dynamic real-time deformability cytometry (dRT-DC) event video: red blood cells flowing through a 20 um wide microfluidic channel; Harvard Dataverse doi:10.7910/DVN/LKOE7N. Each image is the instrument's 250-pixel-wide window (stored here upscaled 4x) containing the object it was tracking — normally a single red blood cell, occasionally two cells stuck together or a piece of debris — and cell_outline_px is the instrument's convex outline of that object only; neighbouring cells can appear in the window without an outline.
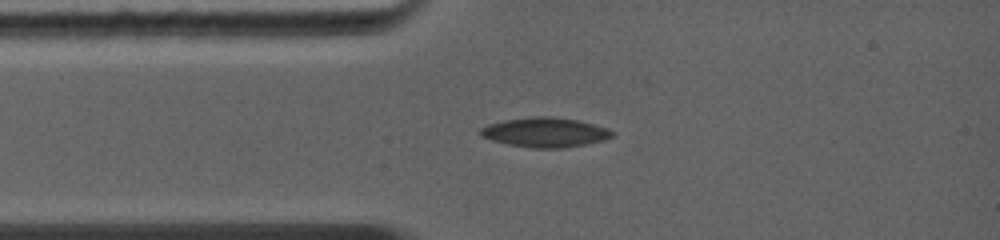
{"species": "common noctule bat (a hibernating species)", "species_latin": "Nyctalus noctula", "temperature_condition": "warm", "stored_images_in_passage": 1, "camera_frame_rate_fps": 5000, "um_per_image_px": 0.085, "animal": {"sex": "female", "body_mass_g": 19.0, "forearm_length_mm": 56.7}, "frame": {"image": 1, "passage_image": 1, "time_ms": 0.0, "image_size_px": [1000, 240], "cell_outline_px": [[612, 136], [604, 140], [584, 144], [560, 148], [532, 148], [508, 144], [492, 140], [480, 136], [480, 128], [488, 124], [504, 120], [532, 116], [552, 116], [580, 120], [608, 128], [612, 132]], "centroid_in_image_um": [46.31, 11.23], "position_along_channel_um": 38.7, "area_um2": 22.72}}